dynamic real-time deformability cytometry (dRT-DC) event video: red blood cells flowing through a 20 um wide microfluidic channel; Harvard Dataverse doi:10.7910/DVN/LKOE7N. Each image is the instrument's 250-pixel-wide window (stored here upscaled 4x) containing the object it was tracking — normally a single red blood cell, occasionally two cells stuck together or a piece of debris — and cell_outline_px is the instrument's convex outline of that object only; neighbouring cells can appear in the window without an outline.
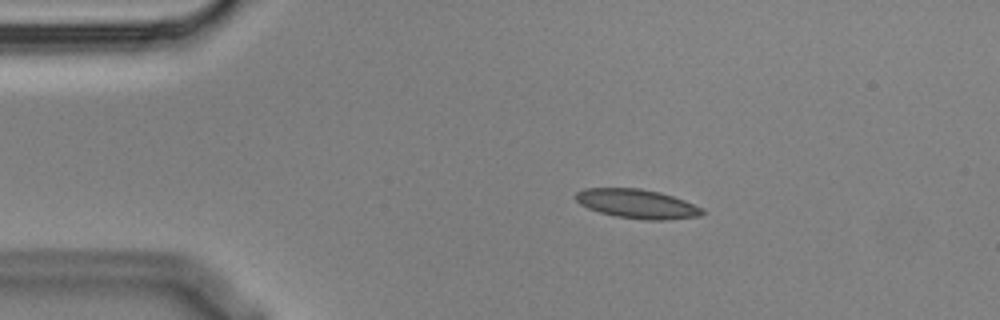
{"species": "Egyptian fruit bat (a non-hibernating species)", "species_latin": "Rousettus aegyptiacus", "temperature_condition": "cold", "stored_images_in_passage": 3, "camera_frame_rate_fps": 3000, "um_per_image_px": 0.085, "animal": {"sex": "male"}, "frame": {"image": 1, "passage_image": 2, "time_ms": 0.333, "image_size_px": [1000, 320], "cell_outline_px": [[704, 212], [700, 216], [668, 220], [644, 220], [616, 216], [600, 212], [588, 208], [580, 204], [576, 200], [576, 192], [584, 188], [640, 188], [660, 192], [684, 200], [704, 208]], "centroid_in_image_um": [54.17, 17.32], "position_along_channel_um": 30.8, "area_um2": 21.56}}